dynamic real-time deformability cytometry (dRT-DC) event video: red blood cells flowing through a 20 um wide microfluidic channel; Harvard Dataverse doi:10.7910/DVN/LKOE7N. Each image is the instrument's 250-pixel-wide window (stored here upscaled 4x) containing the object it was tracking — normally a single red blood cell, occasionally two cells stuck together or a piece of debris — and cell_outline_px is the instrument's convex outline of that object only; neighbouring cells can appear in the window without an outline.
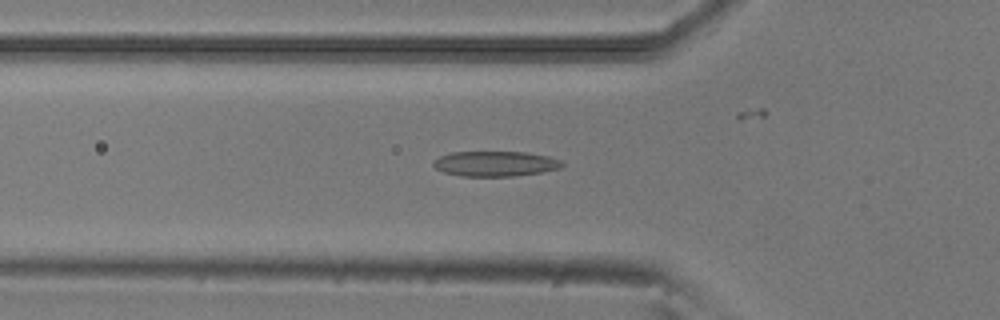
{"species": "common noctule bat (a hibernating species)", "species_latin": "Nyctalus noctula", "temperature_condition": "room temperature", "stored_images_in_passage": 42, "camera_frame_rate_fps": 3000, "um_per_image_px": 0.085, "animal": {"sex": "male", "body_mass_g": 20.5, "forearm_length_mm": 52.5}, "frame": {"image": 1, "passage_image": 7, "time_ms": 2.0, "image_size_px": [1000, 320], "cell_outline_px": [[564, 164], [560, 168], [540, 172], [516, 176], [460, 176], [444, 172], [436, 168], [432, 164], [432, 160], [440, 156], [452, 152], [524, 152], [548, 156], [560, 160]], "centroid_in_image_um": [42.07, 13.91], "position_along_channel_um": 83.7, "area_um2": 18.84}}
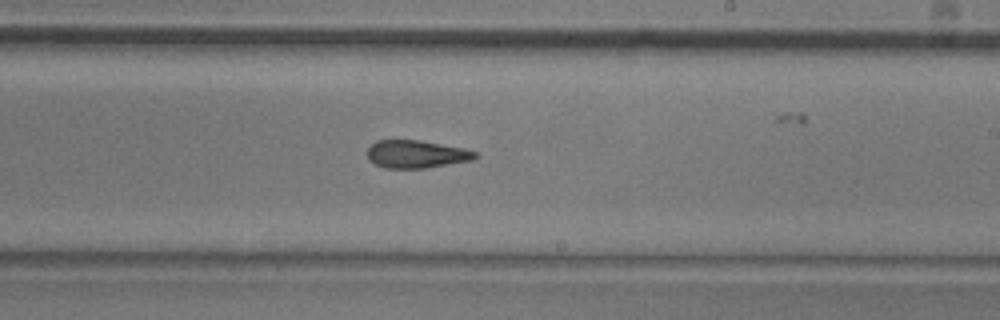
{"frame": {"image": 2, "passage_image": 20, "time_ms": 6.333, "image_size_px": [1000, 320], "cell_outline_px": [[480, 156], [472, 160], [424, 168], [384, 168], [368, 160], [368, 148], [376, 140], [420, 140], [464, 148], [476, 152]], "centroid_in_image_um": [35.39, 13.1], "position_along_channel_um": 253.6, "area_um2": 17.46}}
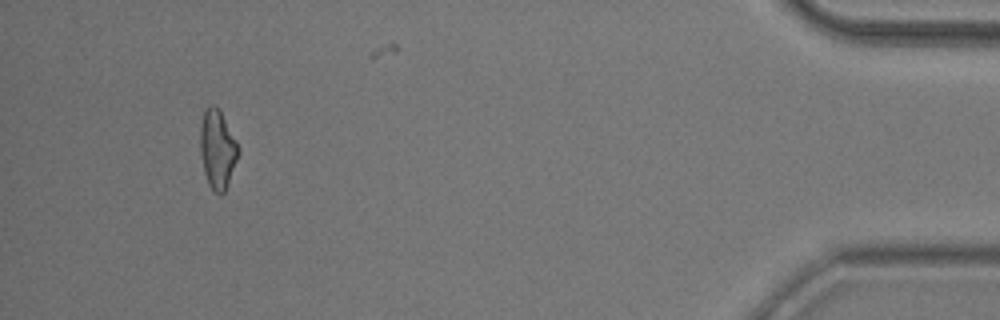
{"frame": {"image": 3, "passage_image": 38, "time_ms": 12.333, "image_size_px": [1000, 320], "cell_outline_px": [[240, 152], [228, 184], [224, 192], [220, 196], [212, 192], [208, 184], [204, 172], [200, 152], [200, 124], [204, 112], [208, 104], [212, 104], [220, 112], [236, 140], [240, 148]], "centroid_in_image_um": [18.48, 12.74], "position_along_channel_um": 416.7, "area_um2": 17.57}, "authors_computed_cell_mechanics": {"area_um2": 17.9758, "velocity_mm_per_s": 3.9024, "shape_relaxation_time_tau1_ms": 8.9293, "shape_relaxation_time_tau2_ms": 4.6056, "deformation_change_tau1": 0.2029, "deformation_change_tau2": 0.1535}}